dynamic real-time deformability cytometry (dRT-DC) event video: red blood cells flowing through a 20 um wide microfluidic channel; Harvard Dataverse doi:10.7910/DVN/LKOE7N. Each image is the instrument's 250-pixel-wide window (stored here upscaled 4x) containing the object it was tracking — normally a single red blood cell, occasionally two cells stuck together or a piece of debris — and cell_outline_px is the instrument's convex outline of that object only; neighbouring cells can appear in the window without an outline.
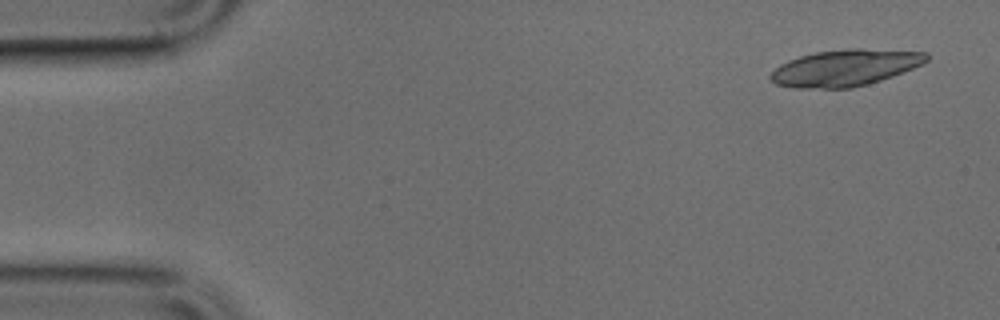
{"species": "common noctule bat (a hibernating species)", "species_latin": "Nyctalus noctula", "temperature_condition": "cold", "stored_images_in_passage": 47, "segment_of_instrument_passage": [1, 2], "camera_frame_rate_fps": 3000, "um_per_image_px": 0.085, "animal": {"sex": "male", "body_mass_g": 17.9, "forearm_length_mm": 54.2}, "frame": {"image": 1, "passage_image": 1, "time_ms": 0.0, "image_size_px": [1000, 320], "cell_outline_px": [[928, 60], [912, 68], [892, 76], [868, 84], [852, 88], [796, 88], [776, 84], [768, 76], [780, 64], [788, 60], [800, 56], [816, 52], [856, 48], [860, 48], [928, 52]], "centroid_in_image_um": [71.82, 5.76], "position_along_channel_um": 13.2, "area_um2": 32.95}}